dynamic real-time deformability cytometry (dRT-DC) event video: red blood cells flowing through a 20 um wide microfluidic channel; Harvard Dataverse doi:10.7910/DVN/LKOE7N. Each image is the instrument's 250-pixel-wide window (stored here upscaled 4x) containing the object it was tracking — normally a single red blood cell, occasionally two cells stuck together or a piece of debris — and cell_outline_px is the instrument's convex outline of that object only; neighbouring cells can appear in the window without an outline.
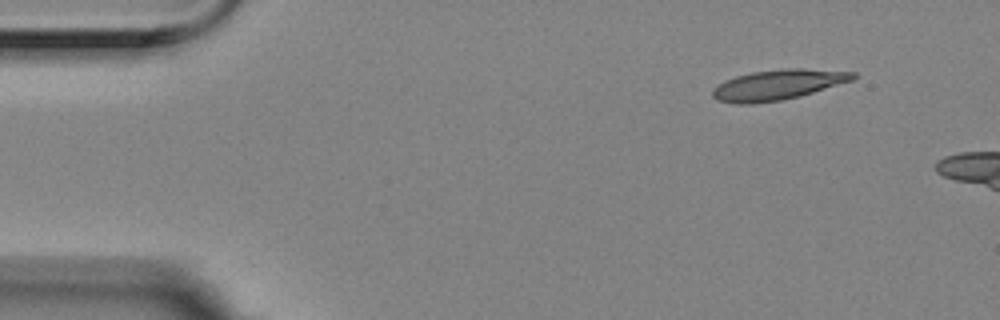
{"species": "Egyptian fruit bat (a non-hibernating species)", "species_latin": "Rousettus aegyptiacus", "temperature_condition": "room temperature", "stored_images_in_passage": 3, "camera_frame_rate_fps": 3000, "um_per_image_px": 0.085, "animal": {"sex": "female"}, "frame": {"image": 1, "passage_image": 1, "time_ms": 0.0, "image_size_px": [1000, 320], "cell_outline_px": [[856, 76], [852, 80], [800, 96], [780, 100], [752, 104], [736, 104], [716, 100], [712, 96], [712, 88], [724, 80], [736, 76], [752, 72], [784, 68], [804, 68], [856, 72]], "centroid_in_image_um": [66.07, 7.2], "position_along_channel_um": 18.9, "area_um2": 24.8}}